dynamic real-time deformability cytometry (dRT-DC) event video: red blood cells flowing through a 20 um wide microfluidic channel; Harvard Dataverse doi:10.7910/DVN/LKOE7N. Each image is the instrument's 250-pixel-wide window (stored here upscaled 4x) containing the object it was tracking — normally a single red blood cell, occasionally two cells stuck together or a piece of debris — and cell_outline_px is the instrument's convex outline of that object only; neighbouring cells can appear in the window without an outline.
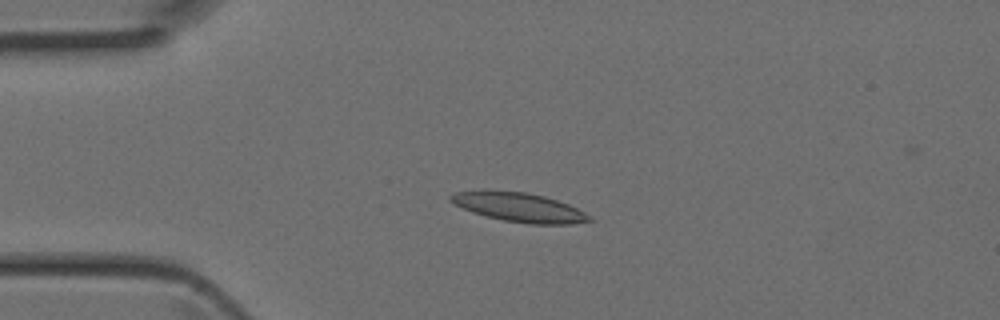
{"species": "Egyptian fruit bat (a non-hibernating species)", "species_latin": "Rousettus aegyptiacus", "temperature_condition": "room temperature", "stored_images_in_passage": 38, "camera_frame_rate_fps": 3000, "um_per_image_px": 0.085, "animal": {"sex": "female"}, "frame": {"image": 1, "passage_image": 10, "time_ms": 3.0, "image_size_px": [1000, 320], "cell_outline_px": [[596, 220], [572, 224], [528, 224], [504, 220], [484, 216], [472, 212], [448, 200], [448, 196], [452, 192], [484, 188], [524, 192], [544, 196], [568, 204], [592, 216]], "centroid_in_image_um": [44.07, 17.59], "position_along_channel_um": 40.9, "area_um2": 24.1}}
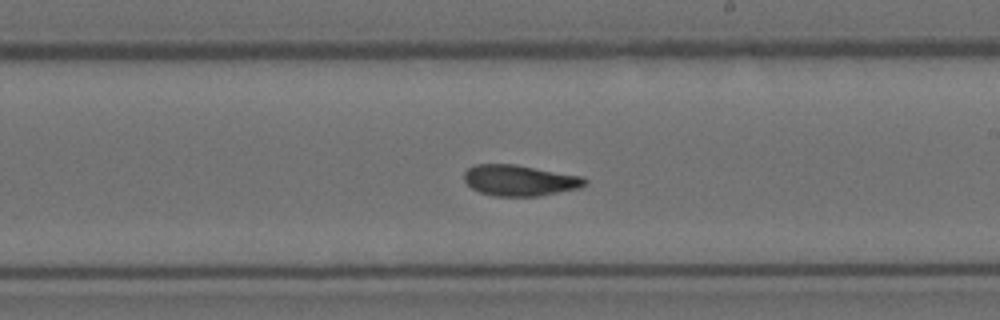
{"frame": {"image": 2, "passage_image": 25, "time_ms": 8.0, "image_size_px": [1000, 320], "cell_outline_px": [[588, 184], [580, 188], [540, 196], [492, 196], [480, 192], [472, 188], [464, 180], [464, 172], [472, 164], [516, 164], [584, 176], [588, 180]], "centroid_in_image_um": [44.21, 15.33], "position_along_channel_um": 244.8, "area_um2": 22.14}}
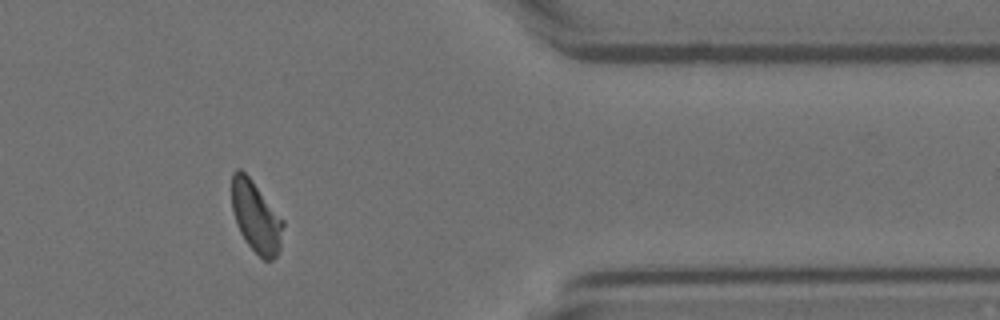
{"frame": {"image": 3, "passage_image": 36, "time_ms": 11.667, "image_size_px": [1000, 320], "cell_outline_px": [[284, 224], [280, 248], [276, 256], [272, 260], [264, 260], [244, 240], [236, 224], [232, 208], [232, 172], [236, 168], [240, 168], [252, 180], [284, 220]], "centroid_in_image_um": [21.76, 18.42], "position_along_channel_um": 389.6, "area_um2": 21.27}}